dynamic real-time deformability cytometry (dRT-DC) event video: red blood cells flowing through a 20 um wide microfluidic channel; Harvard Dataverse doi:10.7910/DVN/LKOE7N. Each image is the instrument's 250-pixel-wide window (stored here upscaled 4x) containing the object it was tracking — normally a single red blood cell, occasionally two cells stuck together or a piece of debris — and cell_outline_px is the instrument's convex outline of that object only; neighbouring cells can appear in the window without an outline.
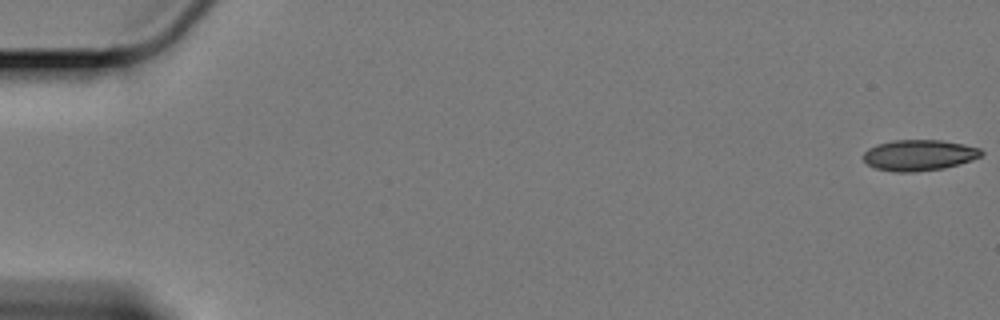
{"species": "Egyptian fruit bat (a non-hibernating species)", "species_latin": "Rousettus aegyptiacus", "temperature_condition": "cold", "stored_images_in_passage": 14, "camera_frame_rate_fps": 3000, "um_per_image_px": 0.085, "animal": {"sex": "female"}, "frame": {"image": 1, "passage_image": 1, "time_ms": 0.0, "image_size_px": [1000, 320], "cell_outline_px": [[984, 152], [980, 156], [972, 160], [944, 168], [912, 172], [896, 172], [876, 168], [868, 164], [860, 156], [868, 148], [880, 144], [896, 140], [940, 140], [964, 144], [980, 148]], "centroid_in_image_um": [78.12, 13.19], "position_along_channel_um": 6.9, "area_um2": 21.15}}